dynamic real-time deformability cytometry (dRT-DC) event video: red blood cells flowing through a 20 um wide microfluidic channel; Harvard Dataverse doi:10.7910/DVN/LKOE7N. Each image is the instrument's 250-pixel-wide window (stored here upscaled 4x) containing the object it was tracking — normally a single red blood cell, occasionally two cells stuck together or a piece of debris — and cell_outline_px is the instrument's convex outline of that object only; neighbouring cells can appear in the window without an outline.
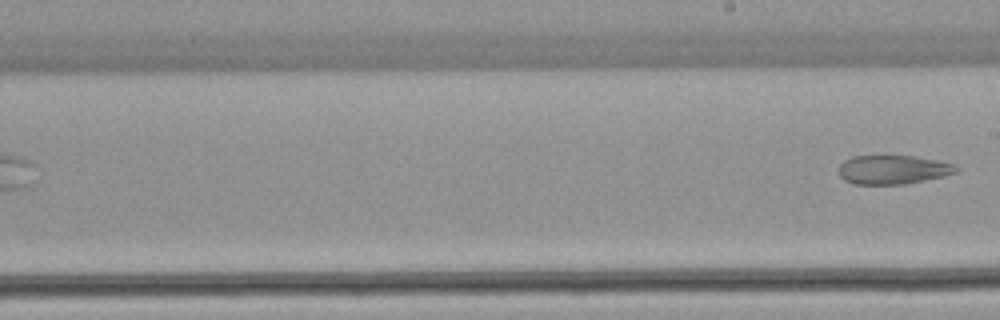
{"species": "common noctule bat (a hibernating species)", "species_latin": "Nyctalus noctula", "temperature_condition": "warm", "stored_images_in_passage": 7, "camera_frame_rate_fps": 3000, "um_per_image_px": 0.085, "animal": {"sex": "female", "body_mass_g": 22.7, "forearm_length_mm": 54.2}, "frame": {"image": 1, "passage_image": 7, "time_ms": 7.333, "image_size_px": [1000, 320], "cell_outline_px": [[960, 168], [956, 172], [944, 176], [908, 184], [852, 184], [844, 180], [840, 176], [840, 164], [844, 160], [852, 156], [912, 156], [936, 160], [956, 164]], "centroid_in_image_um": [75.92, 14.42], "position_along_channel_um": 213.1, "area_um2": 19.88}}